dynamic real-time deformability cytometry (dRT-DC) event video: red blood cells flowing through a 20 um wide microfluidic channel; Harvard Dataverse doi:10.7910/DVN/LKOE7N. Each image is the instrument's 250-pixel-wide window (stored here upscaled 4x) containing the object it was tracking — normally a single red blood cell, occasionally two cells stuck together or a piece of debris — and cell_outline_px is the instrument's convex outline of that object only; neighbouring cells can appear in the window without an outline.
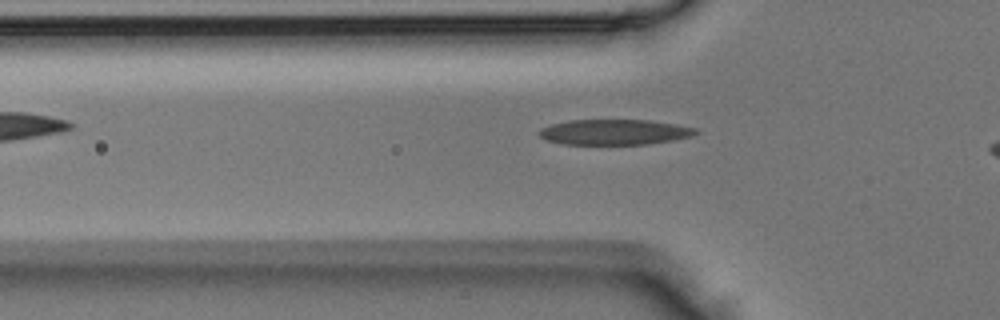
{"species": "Egyptian fruit bat (a non-hibernating species)", "species_latin": "Rousettus aegyptiacus", "temperature_condition": "room temperature", "stored_images_in_passage": 4, "camera_frame_rate_fps": 3000, "um_per_image_px": 0.085, "animal": {"sex": "male"}, "frame": {"image": 1, "passage_image": 4, "time_ms": 1.0, "image_size_px": [1000, 320], "cell_outline_px": [[700, 132], [692, 136], [672, 140], [648, 144], [564, 144], [548, 140], [540, 136], [540, 128], [552, 124], [568, 120], [648, 120], [676, 124], [696, 128]], "centroid_in_image_um": [52.26, 11.22], "position_along_channel_um": 73.5, "area_um2": 23.06}}